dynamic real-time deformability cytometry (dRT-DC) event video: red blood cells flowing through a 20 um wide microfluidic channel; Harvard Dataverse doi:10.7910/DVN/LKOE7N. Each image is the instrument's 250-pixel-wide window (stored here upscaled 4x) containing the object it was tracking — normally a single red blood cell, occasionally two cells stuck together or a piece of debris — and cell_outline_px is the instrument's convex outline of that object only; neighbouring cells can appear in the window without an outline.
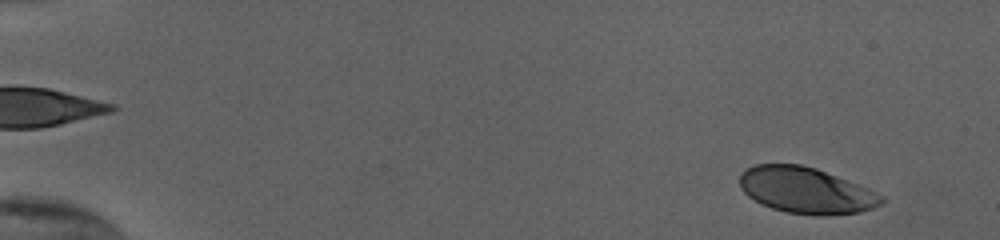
{"species": "human", "species_latin": "Homo sapiens", "temperature_condition": "cold", "stored_images_in_passage": 54, "camera_frame_rate_fps": 3000, "um_per_image_px": 0.085, "donor": {"sex": "female"}, "frame": {"image": 1, "passage_image": 4, "time_ms": 1.0, "image_size_px": [1000, 240], "cell_outline_px": [[888, 200], [884, 204], [860, 212], [828, 216], [812, 216], [788, 212], [772, 208], [760, 204], [748, 196], [740, 188], [740, 172], [756, 164], [800, 164], [816, 168], [868, 188], [884, 196]], "centroid_in_image_um": [68.54, 16.2], "position_along_channel_um": 16.5, "area_um2": 38.49}}
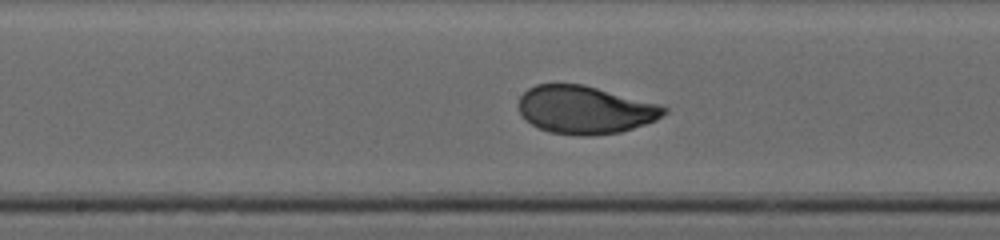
{"frame": {"image": 2, "passage_image": 30, "time_ms": 9.667, "image_size_px": [1000, 240], "cell_outline_px": [[668, 112], [656, 120], [620, 132], [592, 136], [580, 136], [548, 132], [532, 124], [520, 112], [520, 96], [528, 88], [536, 84], [584, 84], [656, 104], [668, 108]], "centroid_in_image_um": [49.72, 9.34], "position_along_channel_um": 198.5, "area_um2": 40.23}}
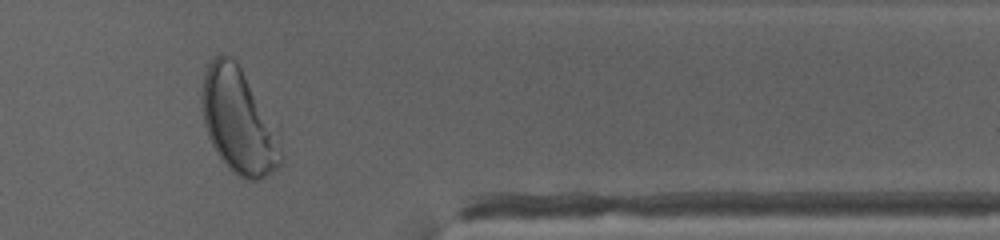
{"frame": {"image": 3, "passage_image": 46, "time_ms": 15.0, "image_size_px": [1000, 240], "cell_outline_px": [[284, 164], [260, 180], [244, 180], [236, 176], [228, 168], [216, 152], [208, 136], [204, 124], [200, 100], [200, 96], [204, 76], [208, 64], [220, 52], [232, 56], [280, 124]], "centroid_in_image_um": [20.37, 10.31], "position_along_channel_um": 391.0, "area_um2": 50.46}, "authors_computed_cell_mechanics": {"area_um2": 40.3444, "velocity_mm_per_s": 3.8184, "shape_relaxation_time_tau1_ms": 2.7416, "shape_relaxation_time_tau2_ms": null, "deformation_change_tau1": 0.1553, "deformation_change_tau2": null}}